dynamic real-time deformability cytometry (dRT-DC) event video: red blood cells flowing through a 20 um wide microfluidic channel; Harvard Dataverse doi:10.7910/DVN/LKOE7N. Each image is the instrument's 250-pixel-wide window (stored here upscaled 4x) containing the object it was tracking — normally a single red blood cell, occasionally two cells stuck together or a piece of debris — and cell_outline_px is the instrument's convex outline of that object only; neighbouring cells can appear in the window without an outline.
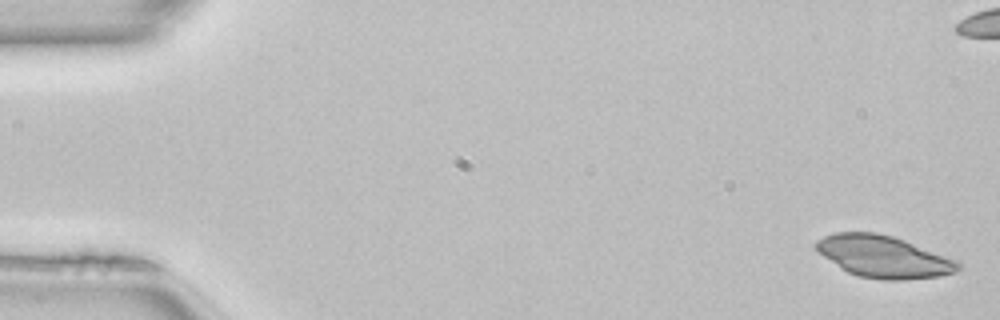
{"species": "common noctule bat (a hibernating species)", "species_latin": "Nyctalus noctula", "temperature_condition": "room temperature", "stored_images_in_passage": 14, "camera_frame_rate_fps": 3000, "um_per_image_px": 0.085, "animal": {"sex": "female", "body_mass_g": 22.7, "forearm_length_mm": 54.2}, "frame": {"image": 1, "passage_image": 1, "time_ms": 0.0, "image_size_px": [1000, 320], "cell_outline_px": [[964, 268], [956, 272], [940, 276], [904, 280], [884, 280], [860, 276], [848, 272], [840, 268], [824, 256], [816, 248], [816, 240], [824, 236], [836, 232], [876, 232], [892, 236], [904, 240], [956, 260]], "centroid_in_image_um": [75.13, 21.82], "position_along_channel_um": 9.9, "area_um2": 34.51}}